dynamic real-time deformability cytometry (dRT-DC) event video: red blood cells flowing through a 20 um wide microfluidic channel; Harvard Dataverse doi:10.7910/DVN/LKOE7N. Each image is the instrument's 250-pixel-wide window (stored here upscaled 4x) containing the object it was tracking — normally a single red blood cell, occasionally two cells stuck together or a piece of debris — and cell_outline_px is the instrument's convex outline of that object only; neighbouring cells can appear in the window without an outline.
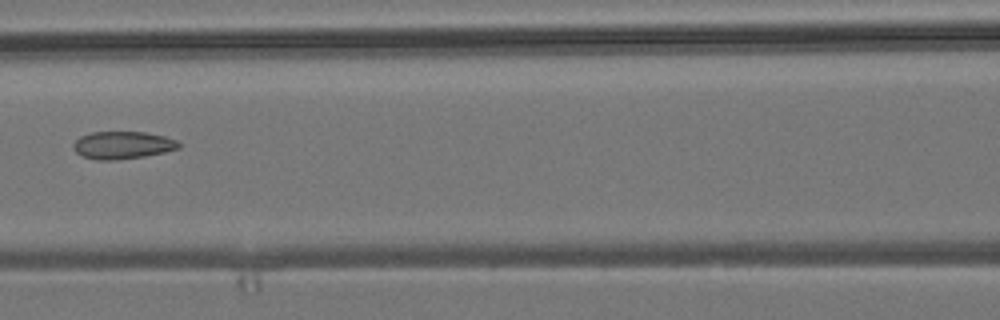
{"species": "common noctule bat (a hibernating species)", "species_latin": "Nyctalus noctula", "temperature_condition": "room temperature", "stored_images_in_passage": 3, "camera_frame_rate_fps": 3000, "um_per_image_px": 0.085, "animal": {"sex": "male", "body_mass_g": 19.2, "forearm_length_mm": 51.8}, "frame": {"image": 1, "passage_image": 3, "time_ms": 2.333, "image_size_px": [1000, 320], "cell_outline_px": [[180, 148], [164, 152], [144, 156], [116, 160], [96, 160], [80, 156], [72, 148], [72, 144], [80, 136], [92, 132], [144, 132], [164, 136], [176, 140], [180, 144]], "centroid_in_image_um": [10.38, 12.34], "position_along_channel_um": 156.2, "area_um2": 16.99}}